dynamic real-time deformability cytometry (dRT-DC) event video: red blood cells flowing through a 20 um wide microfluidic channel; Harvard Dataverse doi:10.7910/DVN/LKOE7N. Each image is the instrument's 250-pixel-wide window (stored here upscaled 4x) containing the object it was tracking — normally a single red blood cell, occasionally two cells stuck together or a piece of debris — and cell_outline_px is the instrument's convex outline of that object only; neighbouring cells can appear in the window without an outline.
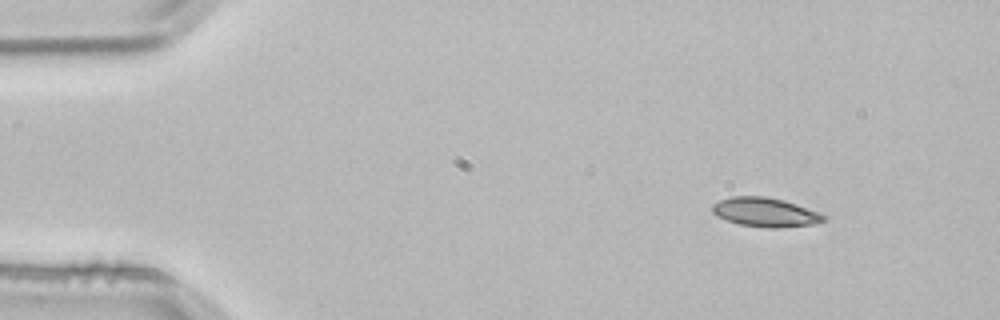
{"species": "common noctule bat (a hibernating species)", "species_latin": "Nyctalus noctula", "temperature_condition": "room temperature", "stored_images_in_passage": 2, "camera_frame_rate_fps": 3000, "um_per_image_px": 0.085, "animal": {"sex": "male", "body_mass_g": 21.5, "forearm_length_mm": 52.0}, "frame": {"image": 1, "passage_image": 1, "time_ms": 0.0, "image_size_px": [1000, 320], "cell_outline_px": [[828, 220], [812, 224], [776, 228], [764, 228], [740, 224], [716, 216], [712, 212], [712, 204], [720, 200], [732, 196], [764, 196], [784, 200], [796, 204], [816, 212], [824, 216]], "centroid_in_image_um": [65.01, 18.04], "position_along_channel_um": 20.0, "area_um2": 18.73}}